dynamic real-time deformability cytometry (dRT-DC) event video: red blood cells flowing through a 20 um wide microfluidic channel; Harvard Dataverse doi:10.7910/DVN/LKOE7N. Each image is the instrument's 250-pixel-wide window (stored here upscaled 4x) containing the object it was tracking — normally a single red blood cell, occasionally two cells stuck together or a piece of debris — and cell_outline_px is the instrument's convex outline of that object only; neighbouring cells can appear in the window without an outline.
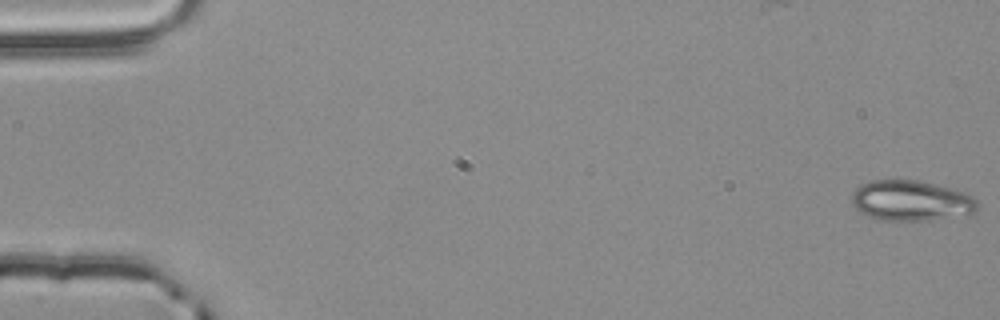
{"species": "common noctule bat (a hibernating species)", "species_latin": "Nyctalus noctula", "temperature_condition": "room temperature", "stored_images_in_passage": 4, "camera_frame_rate_fps": 3000, "um_per_image_px": 0.085, "animal": {"sex": "male", "body_mass_g": 20.4}, "frame": {"image": 1, "passage_image": 1, "time_ms": 0.0, "image_size_px": [1000, 320], "cell_outline_px": [[980, 208], [976, 212], [928, 220], [876, 220], [860, 212], [852, 204], [852, 192], [860, 184], [872, 180], [920, 180], [968, 192], [980, 204]], "centroid_in_image_um": [77.45, 17.04], "position_along_channel_um": 7.5, "area_um2": 29.88}}